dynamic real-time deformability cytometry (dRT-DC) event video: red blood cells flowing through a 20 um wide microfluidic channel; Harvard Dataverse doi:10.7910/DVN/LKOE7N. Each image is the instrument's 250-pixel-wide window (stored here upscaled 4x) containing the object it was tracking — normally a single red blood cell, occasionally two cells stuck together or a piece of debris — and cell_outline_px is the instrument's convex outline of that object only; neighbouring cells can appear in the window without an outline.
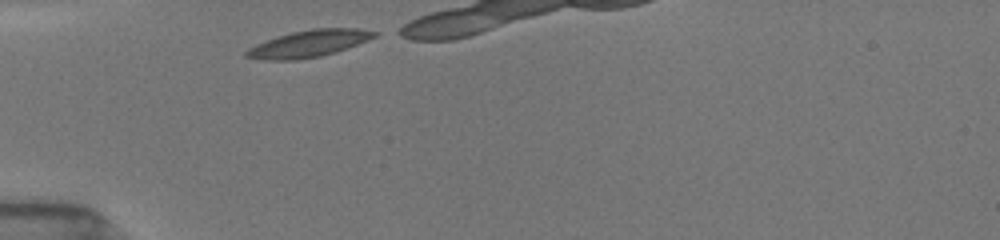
{"species": "common noctule bat (a hibernating species)", "species_latin": "Nyctalus noctula", "temperature_condition": "room temperature", "stored_images_in_passage": 7, "camera_frame_rate_fps": 3000, "um_per_image_px": 0.085, "animal": {"sex": "female", "body_mass_g": 19.5, "forearm_length_mm": 54.1}, "frame": {"image": 1, "passage_image": 1, "time_ms": 0.0, "image_size_px": [1000, 240], "cell_outline_px": [[380, 32], [376, 36], [368, 40], [348, 48], [336, 52], [320, 56], [296, 60], [264, 60], [244, 56], [244, 52], [248, 48], [256, 44], [292, 32], [312, 28], [360, 28]], "centroid_in_image_um": [26.28, 3.7], "position_along_channel_um": 58.7, "area_um2": 20.06}}
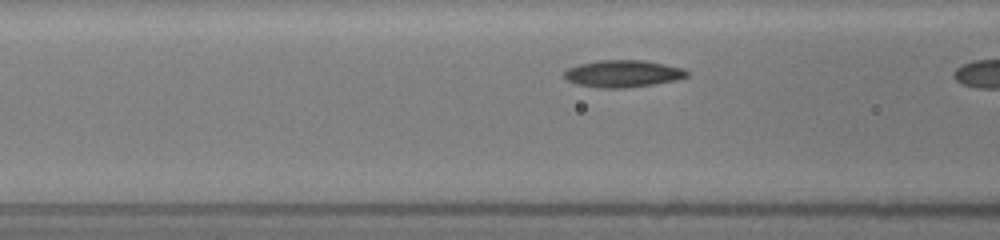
{"frame": {"image": 2, "passage_image": 6, "time_ms": 1.667, "image_size_px": [1000, 240], "cell_outline_px": [[688, 76], [676, 80], [652, 84], [624, 88], [600, 88], [576, 84], [568, 80], [564, 76], [564, 72], [568, 68], [580, 64], [600, 60], [644, 60], [684, 68], [688, 72]], "centroid_in_image_um": [52.95, 6.26], "position_along_channel_um": 113.6, "area_um2": 19.25}}